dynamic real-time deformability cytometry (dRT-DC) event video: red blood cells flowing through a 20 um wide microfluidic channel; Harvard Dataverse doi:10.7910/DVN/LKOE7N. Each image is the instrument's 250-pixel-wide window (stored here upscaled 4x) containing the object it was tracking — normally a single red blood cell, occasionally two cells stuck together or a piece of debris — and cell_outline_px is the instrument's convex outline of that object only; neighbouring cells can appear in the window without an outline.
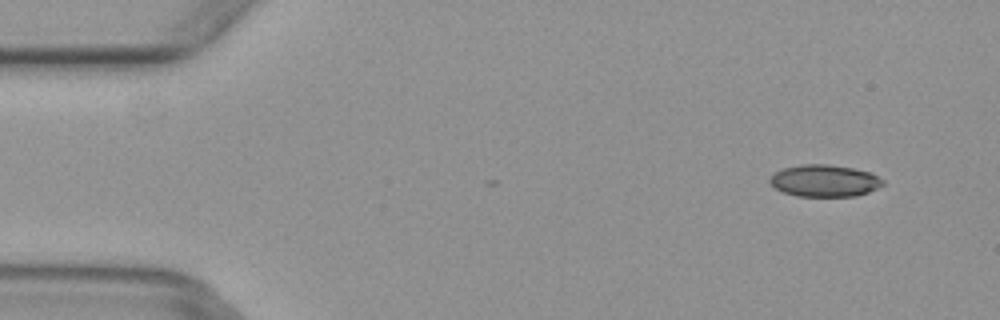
{"species": "common noctule bat (a hibernating species)", "species_latin": "Nyctalus noctula", "temperature_condition": "warm", "stored_images_in_passage": 2, "camera_frame_rate_fps": 3000, "um_per_image_px": 0.085, "animal": {"sex": "female", "body_mass_g": 29.2, "forearm_length_mm": 56.3}, "frame": {"image": 1, "passage_image": 1, "time_ms": 0.0, "image_size_px": [1000, 320], "cell_outline_px": [[884, 184], [868, 192], [856, 196], [796, 196], [784, 192], [776, 188], [768, 180], [776, 172], [784, 168], [800, 164], [828, 164], [852, 168], [872, 172], [884, 180]], "centroid_in_image_um": [70.11, 15.36], "position_along_channel_um": 14.9, "area_um2": 20.98}}